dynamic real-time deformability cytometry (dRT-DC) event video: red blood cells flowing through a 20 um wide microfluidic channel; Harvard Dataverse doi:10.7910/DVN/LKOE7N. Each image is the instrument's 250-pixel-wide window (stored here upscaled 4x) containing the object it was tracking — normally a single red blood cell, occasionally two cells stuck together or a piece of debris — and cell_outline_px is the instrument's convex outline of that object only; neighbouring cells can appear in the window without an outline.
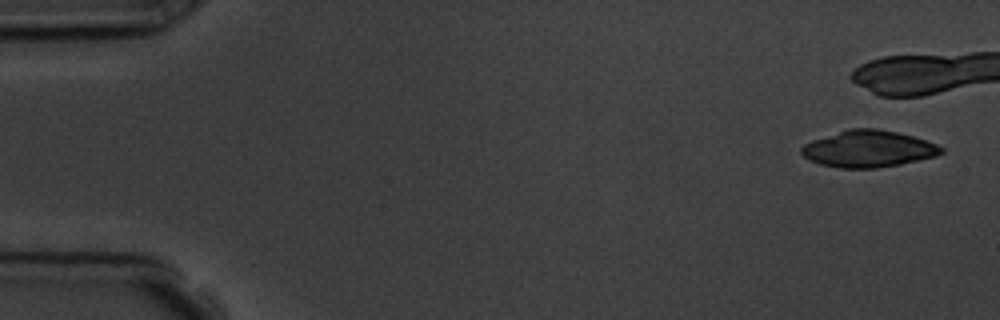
{"species": "common noctule bat (a hibernating species)", "species_latin": "Nyctalus noctula", "temperature_condition": "room temperature", "stored_images_in_passage": 8, "camera_frame_rate_fps": 3000, "um_per_image_px": 0.085, "animal": {"sex": "male", "body_mass_g": 19.5, "forearm_length_mm": 54.6}, "frame": {"image": 1, "passage_image": 1, "time_ms": 0.0, "image_size_px": [1000, 320], "cell_outline_px": [[944, 152], [936, 156], [920, 160], [900, 164], [876, 168], [836, 168], [820, 164], [808, 160], [800, 152], [800, 148], [804, 144], [812, 140], [848, 128], [880, 128], [928, 140], [944, 148]], "centroid_in_image_um": [73.8, 12.65], "position_along_channel_um": 11.2, "area_um2": 30.17}}